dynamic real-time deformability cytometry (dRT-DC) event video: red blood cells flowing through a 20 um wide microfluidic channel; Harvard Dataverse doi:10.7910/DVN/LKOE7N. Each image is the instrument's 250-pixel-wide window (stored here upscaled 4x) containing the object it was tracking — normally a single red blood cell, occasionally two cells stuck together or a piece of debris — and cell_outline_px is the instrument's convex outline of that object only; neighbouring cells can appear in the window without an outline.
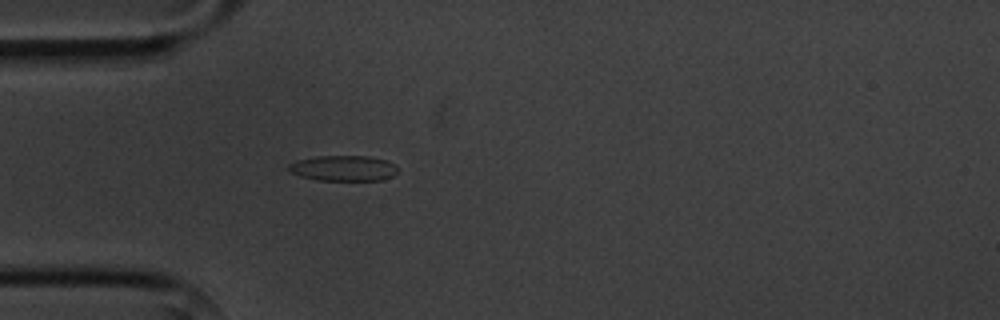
{"species": "common noctule bat (a hibernating species)", "species_latin": "Nyctalus noctula", "temperature_condition": "cold", "stored_images_in_passage": 1, "camera_frame_rate_fps": 3000, "um_per_image_px": 0.085, "animal": {"sex": "male", "body_mass_g": 20.1, "forearm_length_mm": 53.5}, "frame": {"image": 1, "passage_image": 1, "time_ms": 0.0, "image_size_px": [1000, 320], "cell_outline_px": [[396, 172], [392, 176], [384, 180], [316, 180], [300, 176], [292, 172], [288, 168], [288, 164], [296, 160], [316, 156], [368, 156], [384, 160], [392, 164], [396, 168]], "centroid_in_image_um": [29.15, 14.3], "position_along_channel_um": 55.9, "area_um2": 16.07}}